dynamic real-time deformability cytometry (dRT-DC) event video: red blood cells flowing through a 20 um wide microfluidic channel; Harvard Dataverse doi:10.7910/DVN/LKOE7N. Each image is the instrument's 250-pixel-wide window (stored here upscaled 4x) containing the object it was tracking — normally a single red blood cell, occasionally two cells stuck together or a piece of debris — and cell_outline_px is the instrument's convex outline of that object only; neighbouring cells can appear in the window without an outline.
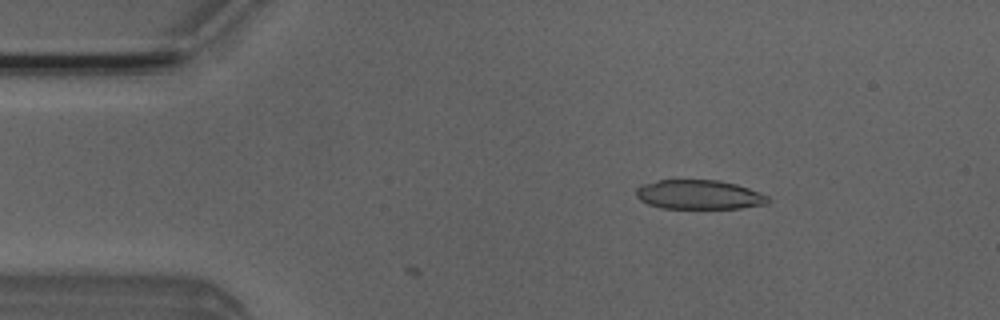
{"species": "Egyptian fruit bat (a non-hibernating species)", "species_latin": "Rousettus aegyptiacus", "temperature_condition": "room temperature", "stored_images_in_passage": 8, "camera_frame_rate_fps": 3000, "um_per_image_px": 0.085, "animal": {"sex": "male"}, "frame": {"image": 1, "passage_image": 8, "time_ms": 2.333, "image_size_px": [1000, 320], "cell_outline_px": [[768, 204], [740, 208], [660, 208], [648, 204], [640, 200], [636, 196], [636, 188], [640, 184], [660, 180], [720, 180], [736, 184], [760, 192], [768, 196]], "centroid_in_image_um": [59.4, 16.54], "position_along_channel_um": 25.6, "area_um2": 22.6}}